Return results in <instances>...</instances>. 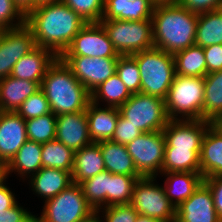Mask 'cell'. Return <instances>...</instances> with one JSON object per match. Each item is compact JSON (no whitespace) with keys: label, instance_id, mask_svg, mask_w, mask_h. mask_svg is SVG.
I'll return each instance as SVG.
<instances>
[{"label":"cell","instance_id":"cell-40","mask_svg":"<svg viewBox=\"0 0 222 222\" xmlns=\"http://www.w3.org/2000/svg\"><path fill=\"white\" fill-rule=\"evenodd\" d=\"M16 19L18 20L17 22ZM24 24L25 15L16 6L14 0H0V28H16Z\"/></svg>","mask_w":222,"mask_h":222},{"label":"cell","instance_id":"cell-9","mask_svg":"<svg viewBox=\"0 0 222 222\" xmlns=\"http://www.w3.org/2000/svg\"><path fill=\"white\" fill-rule=\"evenodd\" d=\"M155 180V177L138 179L134 184L130 205L140 215L159 222H173L176 220V208L166 196L163 186L156 184Z\"/></svg>","mask_w":222,"mask_h":222},{"label":"cell","instance_id":"cell-19","mask_svg":"<svg viewBox=\"0 0 222 222\" xmlns=\"http://www.w3.org/2000/svg\"><path fill=\"white\" fill-rule=\"evenodd\" d=\"M200 173L203 179L222 176V130L212 123L202 140Z\"/></svg>","mask_w":222,"mask_h":222},{"label":"cell","instance_id":"cell-16","mask_svg":"<svg viewBox=\"0 0 222 222\" xmlns=\"http://www.w3.org/2000/svg\"><path fill=\"white\" fill-rule=\"evenodd\" d=\"M27 140L25 120L17 112L0 111V165L5 167Z\"/></svg>","mask_w":222,"mask_h":222},{"label":"cell","instance_id":"cell-53","mask_svg":"<svg viewBox=\"0 0 222 222\" xmlns=\"http://www.w3.org/2000/svg\"><path fill=\"white\" fill-rule=\"evenodd\" d=\"M5 178V170L0 169V182Z\"/></svg>","mask_w":222,"mask_h":222},{"label":"cell","instance_id":"cell-1","mask_svg":"<svg viewBox=\"0 0 222 222\" xmlns=\"http://www.w3.org/2000/svg\"><path fill=\"white\" fill-rule=\"evenodd\" d=\"M36 46L52 50L58 57L86 24L61 0L38 5L25 16Z\"/></svg>","mask_w":222,"mask_h":222},{"label":"cell","instance_id":"cell-14","mask_svg":"<svg viewBox=\"0 0 222 222\" xmlns=\"http://www.w3.org/2000/svg\"><path fill=\"white\" fill-rule=\"evenodd\" d=\"M176 221L222 222L215 210L212 192L204 182L176 208Z\"/></svg>","mask_w":222,"mask_h":222},{"label":"cell","instance_id":"cell-34","mask_svg":"<svg viewBox=\"0 0 222 222\" xmlns=\"http://www.w3.org/2000/svg\"><path fill=\"white\" fill-rule=\"evenodd\" d=\"M109 179L111 173L105 170L80 183L85 199L94 210L108 206Z\"/></svg>","mask_w":222,"mask_h":222},{"label":"cell","instance_id":"cell-44","mask_svg":"<svg viewBox=\"0 0 222 222\" xmlns=\"http://www.w3.org/2000/svg\"><path fill=\"white\" fill-rule=\"evenodd\" d=\"M177 3L192 13L201 14L216 11L222 0H177Z\"/></svg>","mask_w":222,"mask_h":222},{"label":"cell","instance_id":"cell-48","mask_svg":"<svg viewBox=\"0 0 222 222\" xmlns=\"http://www.w3.org/2000/svg\"><path fill=\"white\" fill-rule=\"evenodd\" d=\"M14 3L25 16L35 9V0H14Z\"/></svg>","mask_w":222,"mask_h":222},{"label":"cell","instance_id":"cell-17","mask_svg":"<svg viewBox=\"0 0 222 222\" xmlns=\"http://www.w3.org/2000/svg\"><path fill=\"white\" fill-rule=\"evenodd\" d=\"M55 139L74 152L92 144L86 110L57 115Z\"/></svg>","mask_w":222,"mask_h":222},{"label":"cell","instance_id":"cell-4","mask_svg":"<svg viewBox=\"0 0 222 222\" xmlns=\"http://www.w3.org/2000/svg\"><path fill=\"white\" fill-rule=\"evenodd\" d=\"M131 56L140 71L141 93L165 99L176 74L173 55L151 48Z\"/></svg>","mask_w":222,"mask_h":222},{"label":"cell","instance_id":"cell-28","mask_svg":"<svg viewBox=\"0 0 222 222\" xmlns=\"http://www.w3.org/2000/svg\"><path fill=\"white\" fill-rule=\"evenodd\" d=\"M200 153L201 150H191V147H165L164 161L161 173H200Z\"/></svg>","mask_w":222,"mask_h":222},{"label":"cell","instance_id":"cell-35","mask_svg":"<svg viewBox=\"0 0 222 222\" xmlns=\"http://www.w3.org/2000/svg\"><path fill=\"white\" fill-rule=\"evenodd\" d=\"M142 176L111 173L109 179L108 206L130 204L134 184Z\"/></svg>","mask_w":222,"mask_h":222},{"label":"cell","instance_id":"cell-12","mask_svg":"<svg viewBox=\"0 0 222 222\" xmlns=\"http://www.w3.org/2000/svg\"><path fill=\"white\" fill-rule=\"evenodd\" d=\"M79 82L92 93L116 73L118 58L59 56Z\"/></svg>","mask_w":222,"mask_h":222},{"label":"cell","instance_id":"cell-43","mask_svg":"<svg viewBox=\"0 0 222 222\" xmlns=\"http://www.w3.org/2000/svg\"><path fill=\"white\" fill-rule=\"evenodd\" d=\"M35 216L18 204L9 209L0 210V222H35Z\"/></svg>","mask_w":222,"mask_h":222},{"label":"cell","instance_id":"cell-41","mask_svg":"<svg viewBox=\"0 0 222 222\" xmlns=\"http://www.w3.org/2000/svg\"><path fill=\"white\" fill-rule=\"evenodd\" d=\"M104 212V222H135L138 212L130 204L111 205L98 209Z\"/></svg>","mask_w":222,"mask_h":222},{"label":"cell","instance_id":"cell-24","mask_svg":"<svg viewBox=\"0 0 222 222\" xmlns=\"http://www.w3.org/2000/svg\"><path fill=\"white\" fill-rule=\"evenodd\" d=\"M105 170L103 155L98 143H92L75 151L71 172L72 183L80 184Z\"/></svg>","mask_w":222,"mask_h":222},{"label":"cell","instance_id":"cell-46","mask_svg":"<svg viewBox=\"0 0 222 222\" xmlns=\"http://www.w3.org/2000/svg\"><path fill=\"white\" fill-rule=\"evenodd\" d=\"M209 187L214 199V207L218 217L222 220V176H213L203 179Z\"/></svg>","mask_w":222,"mask_h":222},{"label":"cell","instance_id":"cell-23","mask_svg":"<svg viewBox=\"0 0 222 222\" xmlns=\"http://www.w3.org/2000/svg\"><path fill=\"white\" fill-rule=\"evenodd\" d=\"M30 179L32 190L45 198L44 201L55 197L72 183L71 172L47 167H42Z\"/></svg>","mask_w":222,"mask_h":222},{"label":"cell","instance_id":"cell-25","mask_svg":"<svg viewBox=\"0 0 222 222\" xmlns=\"http://www.w3.org/2000/svg\"><path fill=\"white\" fill-rule=\"evenodd\" d=\"M162 174L167 176L163 187L165 194L175 208L188 199L203 182L201 173L197 172H167Z\"/></svg>","mask_w":222,"mask_h":222},{"label":"cell","instance_id":"cell-13","mask_svg":"<svg viewBox=\"0 0 222 222\" xmlns=\"http://www.w3.org/2000/svg\"><path fill=\"white\" fill-rule=\"evenodd\" d=\"M36 47L30 28L20 27L2 29L0 35V80L11 76L16 62Z\"/></svg>","mask_w":222,"mask_h":222},{"label":"cell","instance_id":"cell-20","mask_svg":"<svg viewBox=\"0 0 222 222\" xmlns=\"http://www.w3.org/2000/svg\"><path fill=\"white\" fill-rule=\"evenodd\" d=\"M155 5L153 0H105L101 20H151Z\"/></svg>","mask_w":222,"mask_h":222},{"label":"cell","instance_id":"cell-29","mask_svg":"<svg viewBox=\"0 0 222 222\" xmlns=\"http://www.w3.org/2000/svg\"><path fill=\"white\" fill-rule=\"evenodd\" d=\"M222 117V70L204 77L203 120L216 123Z\"/></svg>","mask_w":222,"mask_h":222},{"label":"cell","instance_id":"cell-54","mask_svg":"<svg viewBox=\"0 0 222 222\" xmlns=\"http://www.w3.org/2000/svg\"><path fill=\"white\" fill-rule=\"evenodd\" d=\"M215 124L222 130V117Z\"/></svg>","mask_w":222,"mask_h":222},{"label":"cell","instance_id":"cell-22","mask_svg":"<svg viewBox=\"0 0 222 222\" xmlns=\"http://www.w3.org/2000/svg\"><path fill=\"white\" fill-rule=\"evenodd\" d=\"M39 82H33L12 76L0 80V111L16 112L21 104L40 87Z\"/></svg>","mask_w":222,"mask_h":222},{"label":"cell","instance_id":"cell-36","mask_svg":"<svg viewBox=\"0 0 222 222\" xmlns=\"http://www.w3.org/2000/svg\"><path fill=\"white\" fill-rule=\"evenodd\" d=\"M57 116L52 112L26 120L27 139L38 143H46L55 139Z\"/></svg>","mask_w":222,"mask_h":222},{"label":"cell","instance_id":"cell-31","mask_svg":"<svg viewBox=\"0 0 222 222\" xmlns=\"http://www.w3.org/2000/svg\"><path fill=\"white\" fill-rule=\"evenodd\" d=\"M126 85L117 73L101 83L92 93L91 101L99 105V101H105L108 107L122 106L131 97Z\"/></svg>","mask_w":222,"mask_h":222},{"label":"cell","instance_id":"cell-30","mask_svg":"<svg viewBox=\"0 0 222 222\" xmlns=\"http://www.w3.org/2000/svg\"><path fill=\"white\" fill-rule=\"evenodd\" d=\"M175 73L181 76L205 77L206 59L204 49L199 45H192L173 55Z\"/></svg>","mask_w":222,"mask_h":222},{"label":"cell","instance_id":"cell-27","mask_svg":"<svg viewBox=\"0 0 222 222\" xmlns=\"http://www.w3.org/2000/svg\"><path fill=\"white\" fill-rule=\"evenodd\" d=\"M104 159L105 169L113 174H125L128 176H141L129 155L126 145L112 141L98 142Z\"/></svg>","mask_w":222,"mask_h":222},{"label":"cell","instance_id":"cell-26","mask_svg":"<svg viewBox=\"0 0 222 222\" xmlns=\"http://www.w3.org/2000/svg\"><path fill=\"white\" fill-rule=\"evenodd\" d=\"M41 152L42 143L27 140L4 167L5 177L7 178L13 171L18 172V175L25 179L28 175L30 177L36 174L42 168Z\"/></svg>","mask_w":222,"mask_h":222},{"label":"cell","instance_id":"cell-37","mask_svg":"<svg viewBox=\"0 0 222 222\" xmlns=\"http://www.w3.org/2000/svg\"><path fill=\"white\" fill-rule=\"evenodd\" d=\"M116 73L131 94L141 92L140 71L132 56L120 55L118 57Z\"/></svg>","mask_w":222,"mask_h":222},{"label":"cell","instance_id":"cell-49","mask_svg":"<svg viewBox=\"0 0 222 222\" xmlns=\"http://www.w3.org/2000/svg\"><path fill=\"white\" fill-rule=\"evenodd\" d=\"M99 215H100L99 211L95 210L89 216H87L86 218L82 219L79 222H104V220L100 219Z\"/></svg>","mask_w":222,"mask_h":222},{"label":"cell","instance_id":"cell-2","mask_svg":"<svg viewBox=\"0 0 222 222\" xmlns=\"http://www.w3.org/2000/svg\"><path fill=\"white\" fill-rule=\"evenodd\" d=\"M151 21L154 48L174 55L195 44L198 14L178 3L156 4Z\"/></svg>","mask_w":222,"mask_h":222},{"label":"cell","instance_id":"cell-45","mask_svg":"<svg viewBox=\"0 0 222 222\" xmlns=\"http://www.w3.org/2000/svg\"><path fill=\"white\" fill-rule=\"evenodd\" d=\"M204 49L206 74L222 70V44H214Z\"/></svg>","mask_w":222,"mask_h":222},{"label":"cell","instance_id":"cell-33","mask_svg":"<svg viewBox=\"0 0 222 222\" xmlns=\"http://www.w3.org/2000/svg\"><path fill=\"white\" fill-rule=\"evenodd\" d=\"M74 151L57 139L42 143V167L55 168L72 172Z\"/></svg>","mask_w":222,"mask_h":222},{"label":"cell","instance_id":"cell-47","mask_svg":"<svg viewBox=\"0 0 222 222\" xmlns=\"http://www.w3.org/2000/svg\"><path fill=\"white\" fill-rule=\"evenodd\" d=\"M6 179L4 178L0 182V210L11 208L17 201L15 198V194L5 186Z\"/></svg>","mask_w":222,"mask_h":222},{"label":"cell","instance_id":"cell-32","mask_svg":"<svg viewBox=\"0 0 222 222\" xmlns=\"http://www.w3.org/2000/svg\"><path fill=\"white\" fill-rule=\"evenodd\" d=\"M214 44H222V17L217 10L198 14L195 37V45L202 48Z\"/></svg>","mask_w":222,"mask_h":222},{"label":"cell","instance_id":"cell-21","mask_svg":"<svg viewBox=\"0 0 222 222\" xmlns=\"http://www.w3.org/2000/svg\"><path fill=\"white\" fill-rule=\"evenodd\" d=\"M98 107L91 101L86 109L89 136L93 143L112 139L120 114L117 107Z\"/></svg>","mask_w":222,"mask_h":222},{"label":"cell","instance_id":"cell-42","mask_svg":"<svg viewBox=\"0 0 222 222\" xmlns=\"http://www.w3.org/2000/svg\"><path fill=\"white\" fill-rule=\"evenodd\" d=\"M143 132L129 123L121 114H119L116 128L110 141L127 145Z\"/></svg>","mask_w":222,"mask_h":222},{"label":"cell","instance_id":"cell-39","mask_svg":"<svg viewBox=\"0 0 222 222\" xmlns=\"http://www.w3.org/2000/svg\"><path fill=\"white\" fill-rule=\"evenodd\" d=\"M25 121L51 113L50 104L40 88L30 95L16 111Z\"/></svg>","mask_w":222,"mask_h":222},{"label":"cell","instance_id":"cell-15","mask_svg":"<svg viewBox=\"0 0 222 222\" xmlns=\"http://www.w3.org/2000/svg\"><path fill=\"white\" fill-rule=\"evenodd\" d=\"M212 122L207 120H170L162 130L165 147H191L201 150L203 137Z\"/></svg>","mask_w":222,"mask_h":222},{"label":"cell","instance_id":"cell-5","mask_svg":"<svg viewBox=\"0 0 222 222\" xmlns=\"http://www.w3.org/2000/svg\"><path fill=\"white\" fill-rule=\"evenodd\" d=\"M164 101L170 120H203L204 77L175 74Z\"/></svg>","mask_w":222,"mask_h":222},{"label":"cell","instance_id":"cell-50","mask_svg":"<svg viewBox=\"0 0 222 222\" xmlns=\"http://www.w3.org/2000/svg\"><path fill=\"white\" fill-rule=\"evenodd\" d=\"M135 222H159V221L153 219L152 217L138 214Z\"/></svg>","mask_w":222,"mask_h":222},{"label":"cell","instance_id":"cell-52","mask_svg":"<svg viewBox=\"0 0 222 222\" xmlns=\"http://www.w3.org/2000/svg\"><path fill=\"white\" fill-rule=\"evenodd\" d=\"M153 1L156 4H161V3H177V0H153Z\"/></svg>","mask_w":222,"mask_h":222},{"label":"cell","instance_id":"cell-38","mask_svg":"<svg viewBox=\"0 0 222 222\" xmlns=\"http://www.w3.org/2000/svg\"><path fill=\"white\" fill-rule=\"evenodd\" d=\"M74 12L79 14L86 23H98L104 12L105 0H61Z\"/></svg>","mask_w":222,"mask_h":222},{"label":"cell","instance_id":"cell-6","mask_svg":"<svg viewBox=\"0 0 222 222\" xmlns=\"http://www.w3.org/2000/svg\"><path fill=\"white\" fill-rule=\"evenodd\" d=\"M114 49L119 55L131 56L154 48L151 20H101Z\"/></svg>","mask_w":222,"mask_h":222},{"label":"cell","instance_id":"cell-8","mask_svg":"<svg viewBox=\"0 0 222 222\" xmlns=\"http://www.w3.org/2000/svg\"><path fill=\"white\" fill-rule=\"evenodd\" d=\"M42 210L40 217L35 216V222H79L95 211L85 199L81 185L76 183L46 200Z\"/></svg>","mask_w":222,"mask_h":222},{"label":"cell","instance_id":"cell-3","mask_svg":"<svg viewBox=\"0 0 222 222\" xmlns=\"http://www.w3.org/2000/svg\"><path fill=\"white\" fill-rule=\"evenodd\" d=\"M40 87L56 116L86 110L91 102V93L59 57L48 68Z\"/></svg>","mask_w":222,"mask_h":222},{"label":"cell","instance_id":"cell-10","mask_svg":"<svg viewBox=\"0 0 222 222\" xmlns=\"http://www.w3.org/2000/svg\"><path fill=\"white\" fill-rule=\"evenodd\" d=\"M137 172L142 177L161 174L165 154V137L161 131L146 132L126 145Z\"/></svg>","mask_w":222,"mask_h":222},{"label":"cell","instance_id":"cell-51","mask_svg":"<svg viewBox=\"0 0 222 222\" xmlns=\"http://www.w3.org/2000/svg\"><path fill=\"white\" fill-rule=\"evenodd\" d=\"M56 1H59V0H35V8L38 5L45 4V3H52V2H56Z\"/></svg>","mask_w":222,"mask_h":222},{"label":"cell","instance_id":"cell-11","mask_svg":"<svg viewBox=\"0 0 222 222\" xmlns=\"http://www.w3.org/2000/svg\"><path fill=\"white\" fill-rule=\"evenodd\" d=\"M60 56L118 58L108 34L98 23H86Z\"/></svg>","mask_w":222,"mask_h":222},{"label":"cell","instance_id":"cell-7","mask_svg":"<svg viewBox=\"0 0 222 222\" xmlns=\"http://www.w3.org/2000/svg\"><path fill=\"white\" fill-rule=\"evenodd\" d=\"M118 109L129 123L143 133L161 131L170 121L164 99L141 92L132 94Z\"/></svg>","mask_w":222,"mask_h":222},{"label":"cell","instance_id":"cell-18","mask_svg":"<svg viewBox=\"0 0 222 222\" xmlns=\"http://www.w3.org/2000/svg\"><path fill=\"white\" fill-rule=\"evenodd\" d=\"M57 58L52 50L36 46L16 62L11 76L41 84L48 68Z\"/></svg>","mask_w":222,"mask_h":222},{"label":"cell","instance_id":"cell-55","mask_svg":"<svg viewBox=\"0 0 222 222\" xmlns=\"http://www.w3.org/2000/svg\"><path fill=\"white\" fill-rule=\"evenodd\" d=\"M217 11L219 12V14L222 17V4L218 7Z\"/></svg>","mask_w":222,"mask_h":222}]
</instances>
